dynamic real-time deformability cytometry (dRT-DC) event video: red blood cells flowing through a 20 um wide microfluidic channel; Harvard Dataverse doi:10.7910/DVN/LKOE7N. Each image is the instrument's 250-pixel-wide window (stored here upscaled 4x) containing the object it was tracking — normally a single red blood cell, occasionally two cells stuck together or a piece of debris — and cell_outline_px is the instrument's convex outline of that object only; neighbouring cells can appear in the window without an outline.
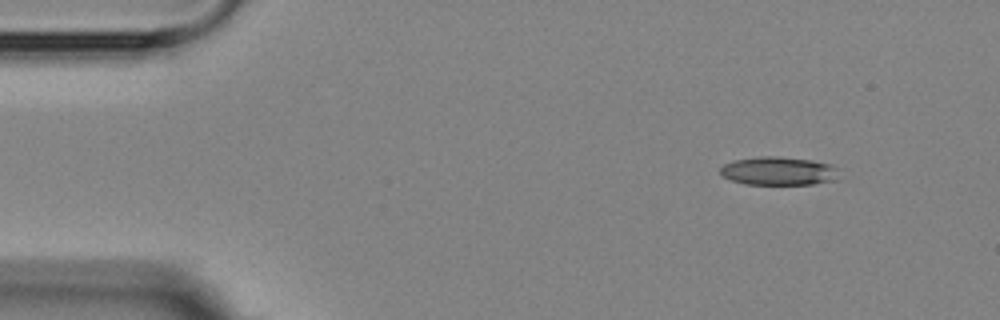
{"species": "Egyptian fruit bat (a non-hibernating species)", "species_latin": "Rousettus aegyptiacus", "temperature_condition": "room temperature", "stored_images_in_passage": 5, "camera_frame_rate_fps": 3000, "um_per_image_px": 0.085, "animal": {"sex": "female"}, "frame": {"image": 1, "passage_image": 1, "time_ms": 0.0, "image_size_px": [1000, 320], "cell_outline_px": [[840, 180], [812, 184], [744, 184], [732, 180], [724, 176], [720, 172], [720, 168], [724, 164], [732, 160], [760, 156], [780, 156], [812, 160], [832, 164], [840, 168]], "centroid_in_image_um": [66.27, 14.53], "position_along_channel_um": 18.7, "area_um2": 20.11}}